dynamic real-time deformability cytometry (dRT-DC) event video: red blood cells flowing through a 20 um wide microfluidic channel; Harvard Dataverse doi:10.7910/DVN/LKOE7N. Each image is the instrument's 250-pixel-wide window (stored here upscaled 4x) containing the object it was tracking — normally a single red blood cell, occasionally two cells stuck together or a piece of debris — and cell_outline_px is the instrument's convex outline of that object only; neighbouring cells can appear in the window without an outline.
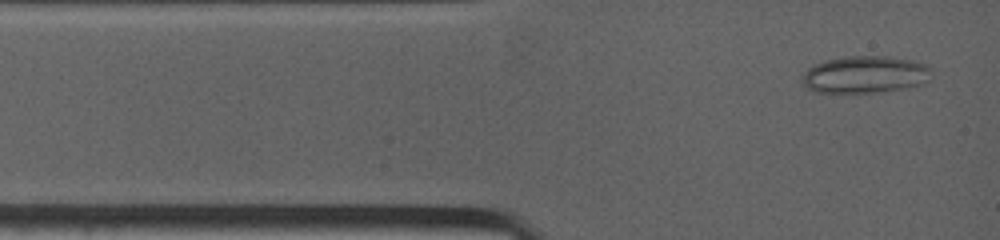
{"species": "common noctule bat (a hibernating species)", "species_latin": "Nyctalus noctula", "temperature_condition": "warm", "stored_images_in_passage": 77, "camera_frame_rate_fps": 4500, "um_per_image_px": 0.085, "animal": {"sex": "female", "body_mass_g": 19.0, "forearm_length_mm": 53.3}, "frame": {"image": 1, "passage_image": 2, "time_ms": 0.222, "image_size_px": [1000, 240], "cell_outline_px": [[928, 68], [916, 84], [876, 92], [816, 92], [808, 88], [804, 84], [804, 72], [808, 68], [824, 60], [844, 56], [888, 56], [912, 60], [924, 64]], "centroid_in_image_um": [73.35, 6.3], "position_along_channel_um": 11.6, "area_um2": 26.65}}
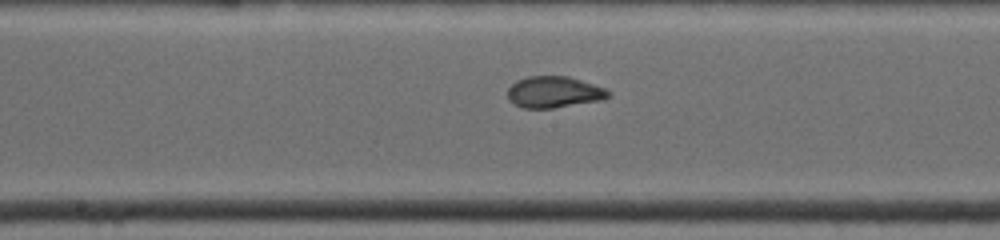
{"frame": {"image": 2, "passage_image": 39, "time_ms": 5.778, "image_size_px": [1000, 240], "cell_outline_px": [[612, 92], [604, 100], [552, 108], [524, 108], [508, 100], [508, 88], [516, 80], [528, 76], [568, 76], [604, 88]], "centroid_in_image_um": [47.08, 7.82], "position_along_channel_um": 201.1, "area_um2": 18.38}}
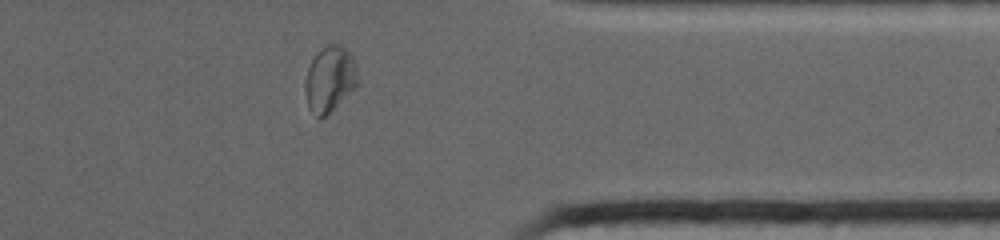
{"frame": {"image": 3, "passage_image": 70, "time_ms": 10.667, "image_size_px": [1000, 240], "cell_outline_px": [[356, 88], [320, 120], [316, 116], [308, 104], [304, 92], [304, 80], [308, 68], [312, 60], [320, 48], [328, 44], [336, 44], [352, 52], [356, 68]], "centroid_in_image_um": [28.01, 6.7], "position_along_channel_um": 383.4, "area_um2": 20.06}, "authors_computed_cell_mechanics": {"area_um2": 19.2474, "velocity_mm_per_s": 3.9609, "shape_relaxation_time_tau1_ms": 9.0585, "shape_relaxation_time_tau2_ms": 1.3019, "deformation_change_tau1": 0.1316, "deformation_change_tau2": 0.0528}}